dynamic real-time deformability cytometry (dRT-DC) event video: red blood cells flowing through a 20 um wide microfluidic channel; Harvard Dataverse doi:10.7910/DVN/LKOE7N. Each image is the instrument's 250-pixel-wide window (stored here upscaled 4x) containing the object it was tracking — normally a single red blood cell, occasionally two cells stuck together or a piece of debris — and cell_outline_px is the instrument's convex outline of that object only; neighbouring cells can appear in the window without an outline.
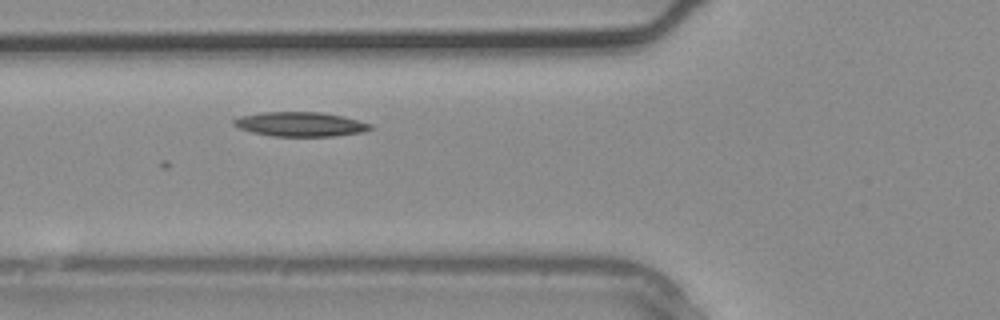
{"species": "common noctule bat (a hibernating species)", "species_latin": "Nyctalus noctula", "temperature_condition": "warm", "stored_images_in_passage": 4, "camera_frame_rate_fps": 3000, "um_per_image_px": 0.085, "animal": {"sex": "male", "body_mass_g": 20.4}, "frame": {"image": 1, "passage_image": 4, "time_ms": 1.0, "image_size_px": [1000, 320], "cell_outline_px": [[376, 128], [364, 132], [332, 136], [272, 136], [252, 132], [240, 128], [232, 124], [232, 120], [240, 116], [260, 112], [320, 112], [360, 120], [372, 124]], "centroid_in_image_um": [25.55, 10.56], "position_along_channel_um": 100.2, "area_um2": 19.54}}